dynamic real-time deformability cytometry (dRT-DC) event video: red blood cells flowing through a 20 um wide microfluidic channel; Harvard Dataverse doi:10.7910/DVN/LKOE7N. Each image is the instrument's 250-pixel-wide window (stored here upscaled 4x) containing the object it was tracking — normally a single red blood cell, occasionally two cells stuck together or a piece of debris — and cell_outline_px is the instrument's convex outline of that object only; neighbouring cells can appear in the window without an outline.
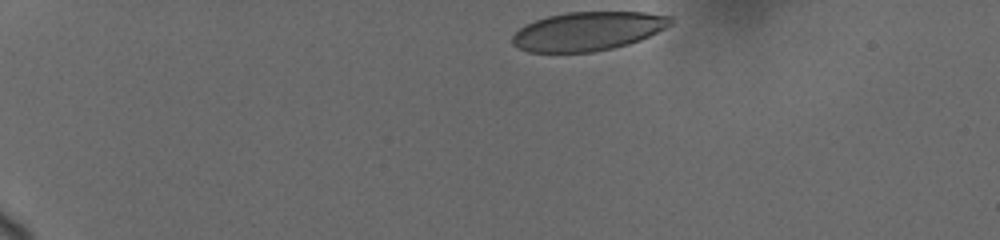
{"species": "human", "species_latin": "Homo sapiens", "temperature_condition": "cold", "stored_images_in_passage": 25, "camera_frame_rate_fps": 3000, "um_per_image_px": 0.085, "donor": {"sex": "female"}, "frame": {"image": 1, "passage_image": 1, "time_ms": 0.0, "image_size_px": [1000, 240], "cell_outline_px": [[672, 24], [640, 40], [628, 44], [612, 48], [592, 52], [528, 52], [512, 44], [512, 36], [524, 24], [548, 16], [568, 12], [644, 12], [672, 16]], "centroid_in_image_um": [49.96, 2.65], "position_along_channel_um": 35.0, "area_um2": 35.66}}
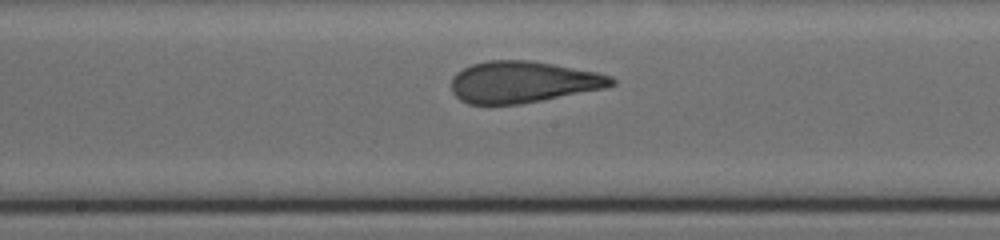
{"frame": {"image": 2, "passage_image": 15, "time_ms": 7.0, "image_size_px": [1000, 240], "cell_outline_px": [[616, 84], [604, 88], [520, 104], [468, 104], [460, 100], [452, 92], [452, 76], [456, 72], [472, 64], [488, 60], [528, 60], [552, 64], [596, 72], [612, 76], [616, 80]], "centroid_in_image_um": [44.43, 6.97], "position_along_channel_um": 203.8, "area_um2": 38.55}}
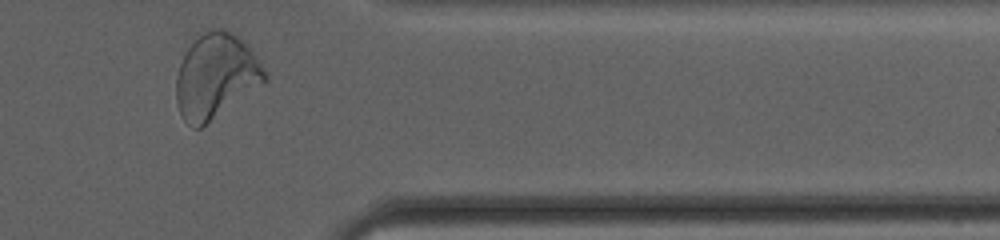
{"frame": {"image": 3, "passage_image": 25, "time_ms": 12.333, "image_size_px": [1000, 240], "cell_outline_px": [[268, 80], [200, 128], [192, 128], [184, 120], [180, 112], [176, 100], [176, 76], [180, 64], [188, 48], [204, 32], [212, 28], [224, 28], [232, 32], [252, 52], [268, 76]], "centroid_in_image_um": [18.32, 6.49], "position_along_channel_um": 393.1, "area_um2": 42.83}, "authors_computed_cell_mechanics": {"area_um2": 38.9572, "velocity_mm_per_s": 3.6701, "shape_relaxation_time_tau1_ms": 5.3447, "shape_relaxation_time_tau2_ms": 0.9521, "deformation_change_tau1": 0.1897, "deformation_change_tau2": 0.0818}}